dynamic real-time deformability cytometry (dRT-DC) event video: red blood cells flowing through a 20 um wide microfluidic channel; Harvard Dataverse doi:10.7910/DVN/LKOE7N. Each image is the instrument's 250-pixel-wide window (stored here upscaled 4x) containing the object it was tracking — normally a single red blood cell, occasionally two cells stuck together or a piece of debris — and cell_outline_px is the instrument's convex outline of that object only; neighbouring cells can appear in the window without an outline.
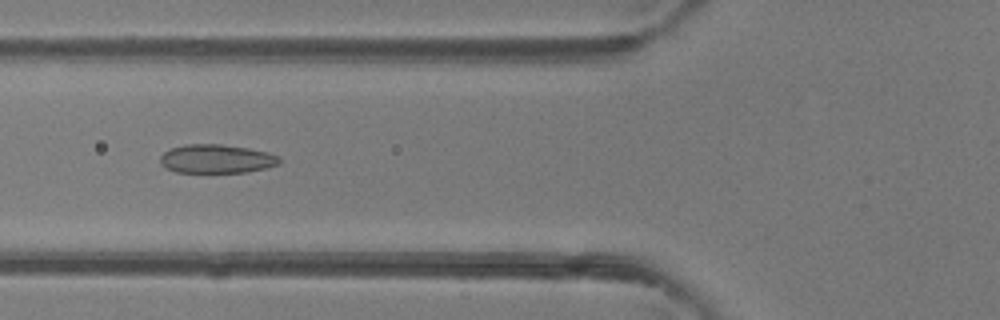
{"species": "common noctule bat (a hibernating species)", "species_latin": "Nyctalus noctula", "temperature_condition": "room temperature", "stored_images_in_passage": 43, "camera_frame_rate_fps": 3000, "um_per_image_px": 0.085, "animal": {"sex": "female"}, "frame": {"image": 1, "passage_image": 14, "time_ms": 4.333, "image_size_px": [1000, 320], "cell_outline_px": [[280, 164], [248, 172], [176, 172], [160, 164], [160, 156], [164, 152], [172, 148], [184, 144], [220, 144], [248, 148], [268, 152], [280, 156]], "centroid_in_image_um": [18.42, 13.49], "position_along_channel_um": 107.4, "area_um2": 19.94}}
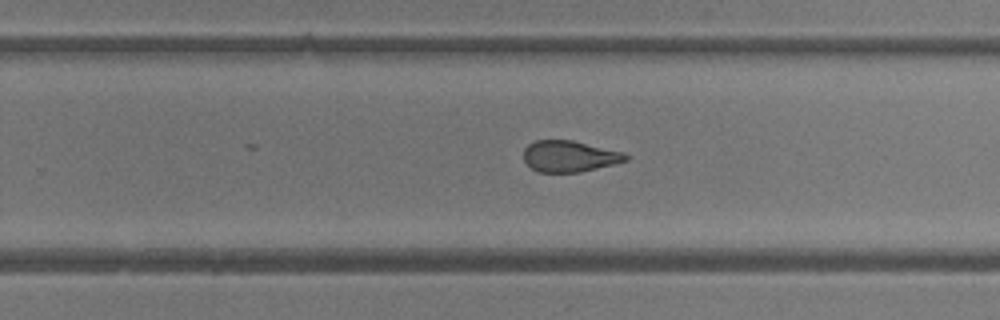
{"frame": {"image": 2, "passage_image": 26, "time_ms": 8.333, "image_size_px": [1000, 320], "cell_outline_px": [[628, 160], [616, 164], [580, 172], [536, 172], [524, 160], [524, 148], [528, 144], [536, 140], [572, 140], [624, 152], [628, 156]], "centroid_in_image_um": [48.41, 13.28], "position_along_channel_um": 281.4, "area_um2": 18.67}}
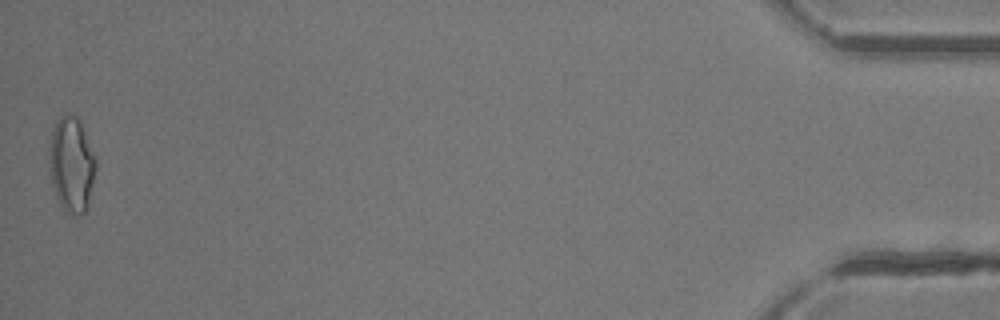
{"frame": {"image": 3, "passage_image": 43, "time_ms": 14.0, "image_size_px": [1000, 320], "cell_outline_px": [[96, 168], [88, 204], [84, 216], [72, 216], [64, 212], [60, 204], [52, 184], [48, 156], [48, 148], [52, 132], [56, 120], [64, 112], [76, 116], [80, 120], [96, 156]], "centroid_in_image_um": [6.08, 13.98], "position_along_channel_um": 429.1, "area_um2": 26.41}, "authors_computed_cell_mechanics": {"area_um2": 20.3456, "velocity_mm_per_s": 4.3482, "shape_relaxation_time_tau1_ms": null, "shape_relaxation_time_tau2_ms": 1.8507, "deformation_change_tau1": null, "deformation_change_tau2": 0.0969}}